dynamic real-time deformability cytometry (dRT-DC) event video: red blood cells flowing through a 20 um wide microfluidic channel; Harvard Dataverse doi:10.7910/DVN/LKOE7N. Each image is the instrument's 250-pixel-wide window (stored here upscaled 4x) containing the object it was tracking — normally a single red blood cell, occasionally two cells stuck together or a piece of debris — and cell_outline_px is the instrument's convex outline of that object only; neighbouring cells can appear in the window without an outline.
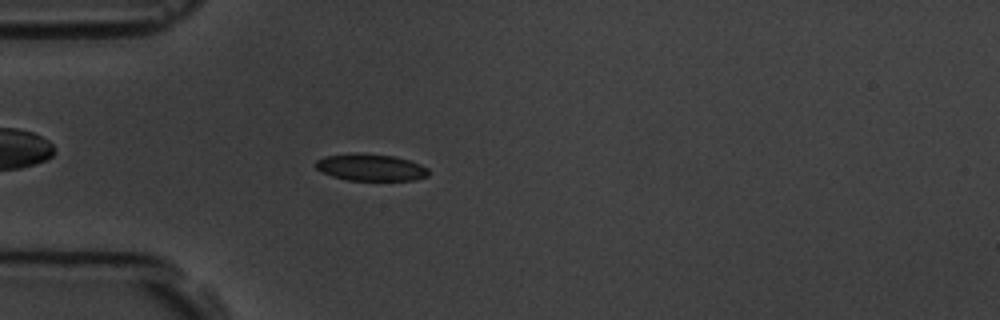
{"species": "common noctule bat (a hibernating species)", "species_latin": "Nyctalus noctula", "temperature_condition": "room temperature", "stored_images_in_passage": 2, "camera_frame_rate_fps": 3000, "um_per_image_px": 0.085, "animal": {"sex": "male", "body_mass_g": 19.5, "forearm_length_mm": 54.6}, "frame": {"image": 1, "passage_image": 2, "time_ms": 1.0, "image_size_px": [1000, 320], "cell_outline_px": [[428, 176], [416, 180], [348, 180], [332, 176], [316, 168], [316, 160], [324, 156], [356, 152], [360, 152], [392, 156], [408, 160], [420, 164], [428, 168]], "centroid_in_image_um": [31.51, 14.22], "position_along_channel_um": 53.5, "area_um2": 17.69}}